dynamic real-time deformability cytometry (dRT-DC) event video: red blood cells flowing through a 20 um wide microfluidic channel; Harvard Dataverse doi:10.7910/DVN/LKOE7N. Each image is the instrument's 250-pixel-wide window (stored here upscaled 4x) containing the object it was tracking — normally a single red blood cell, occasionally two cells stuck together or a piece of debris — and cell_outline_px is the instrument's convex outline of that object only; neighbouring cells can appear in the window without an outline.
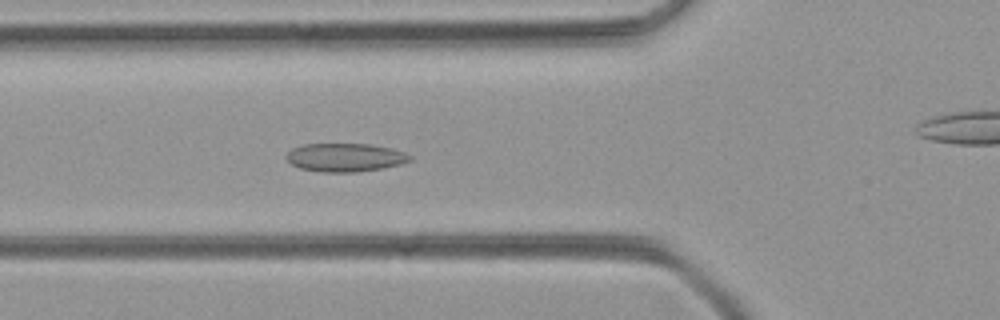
{"species": "common noctule bat (a hibernating species)", "species_latin": "Nyctalus noctula", "temperature_condition": "room temperature", "stored_images_in_passage": 51, "camera_frame_rate_fps": 3000, "um_per_image_px": 0.085, "animal": {"sex": "female", "body_mass_g": 21.9}, "frame": {"image": 1, "passage_image": 18, "time_ms": 5.667, "image_size_px": [1000, 320], "cell_outline_px": [[412, 160], [400, 164], [384, 168], [356, 172], [320, 172], [300, 168], [292, 164], [284, 156], [292, 148], [304, 144], [372, 144], [392, 148], [404, 152], [412, 156]], "centroid_in_image_um": [29.35, 13.38], "position_along_channel_um": 96.4, "area_um2": 20.58}}
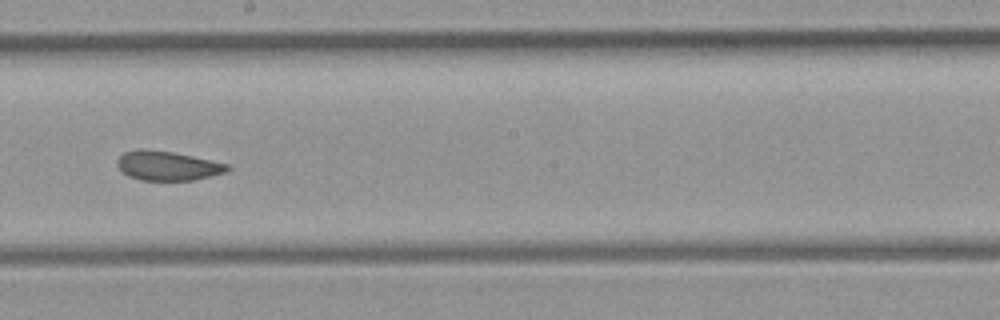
{"frame": {"image": 2, "passage_image": 28, "time_ms": 9.0, "image_size_px": [1000, 320], "cell_outline_px": [[232, 168], [228, 172], [192, 180], [140, 180], [128, 176], [116, 164], [116, 160], [124, 152], [136, 148], [148, 148], [172, 152], [192, 156], [228, 164]], "centroid_in_image_um": [14.23, 14.07], "position_along_channel_um": 234.0, "area_um2": 18.96}}
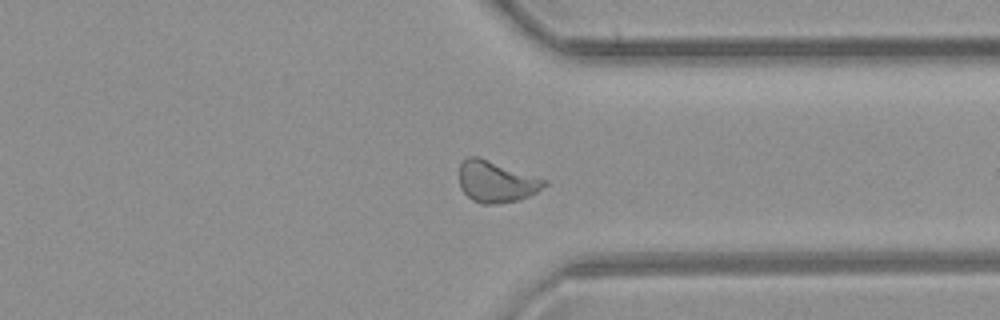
{"frame": {"image": 3, "passage_image": 38, "time_ms": 12.333, "image_size_px": [1000, 320], "cell_outline_px": [[548, 184], [536, 192], [520, 200], [492, 204], [480, 204], [472, 200], [460, 188], [460, 164], [468, 156], [476, 156], [548, 180]], "centroid_in_image_um": [42.18, 15.45], "position_along_channel_um": 369.2, "area_um2": 20.35}}